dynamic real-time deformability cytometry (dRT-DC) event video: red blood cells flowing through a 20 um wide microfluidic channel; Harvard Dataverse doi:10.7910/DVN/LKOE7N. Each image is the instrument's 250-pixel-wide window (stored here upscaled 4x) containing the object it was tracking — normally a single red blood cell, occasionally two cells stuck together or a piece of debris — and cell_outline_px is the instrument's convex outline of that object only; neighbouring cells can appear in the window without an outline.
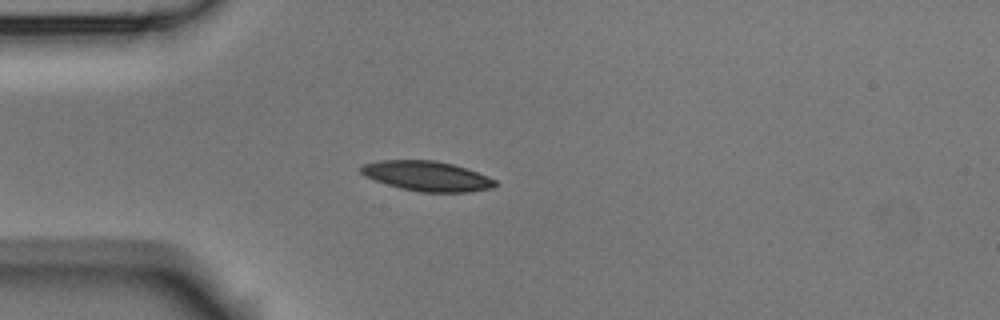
{"species": "Egyptian fruit bat (a non-hibernating species)", "species_latin": "Rousettus aegyptiacus", "temperature_condition": "room temperature", "stored_images_in_passage": 6, "camera_frame_rate_fps": 3000, "um_per_image_px": 0.085, "animal": {"sex": "male"}, "frame": {"image": 1, "passage_image": 5, "time_ms": 1.333, "image_size_px": [1000, 320], "cell_outline_px": [[496, 184], [492, 188], [468, 192], [420, 192], [400, 188], [364, 176], [360, 172], [360, 164], [380, 160], [436, 160], [452, 164], [488, 176], [496, 180]], "centroid_in_image_um": [36.26, 14.96], "position_along_channel_um": 48.7, "area_um2": 23.35}}